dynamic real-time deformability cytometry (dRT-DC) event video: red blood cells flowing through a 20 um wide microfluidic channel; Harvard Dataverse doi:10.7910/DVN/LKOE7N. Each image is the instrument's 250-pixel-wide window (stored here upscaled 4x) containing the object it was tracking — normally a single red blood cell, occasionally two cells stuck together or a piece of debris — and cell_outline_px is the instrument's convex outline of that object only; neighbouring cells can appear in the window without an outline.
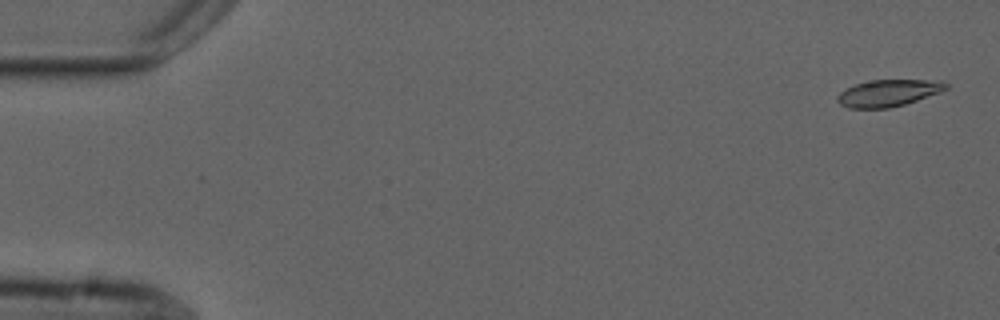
{"species": "common noctule bat (a hibernating species)", "species_latin": "Nyctalus noctula", "temperature_condition": "cold", "stored_images_in_passage": 5, "camera_frame_rate_fps": 3000, "um_per_image_px": 0.085, "animal": {"sex": "male", "forearm_length_mm": 52.5}, "frame": {"image": 1, "passage_image": 1, "time_ms": 0.0, "image_size_px": [1000, 320], "cell_outline_px": [[948, 88], [940, 92], [904, 104], [888, 108], [848, 108], [840, 104], [836, 100], [836, 96], [840, 92], [856, 84], [872, 80], [944, 80], [948, 84]], "centroid_in_image_um": [75.52, 7.9], "position_along_channel_um": 9.5, "area_um2": 16.88}}
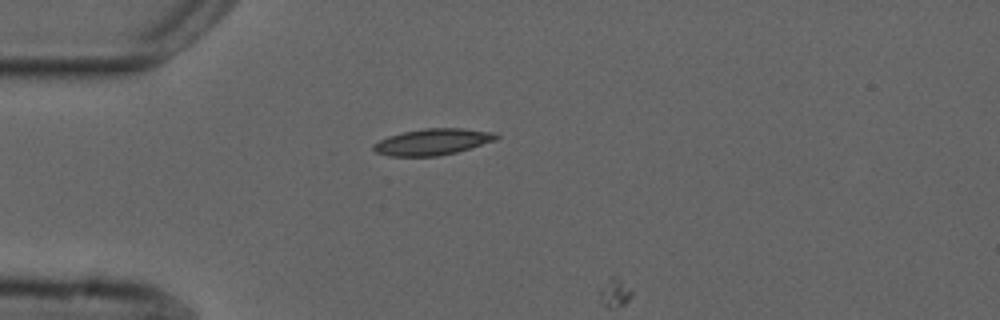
{"frame": {"image": 2, "passage_image": 4, "time_ms": 4.333, "image_size_px": [1000, 320], "cell_outline_px": [[500, 136], [496, 140], [456, 152], [436, 156], [388, 156], [376, 152], [372, 148], [372, 144], [388, 136], [404, 132], [424, 128], [460, 128], [496, 132]], "centroid_in_image_um": [36.77, 12.05], "position_along_channel_um": 48.2, "area_um2": 18.79}}